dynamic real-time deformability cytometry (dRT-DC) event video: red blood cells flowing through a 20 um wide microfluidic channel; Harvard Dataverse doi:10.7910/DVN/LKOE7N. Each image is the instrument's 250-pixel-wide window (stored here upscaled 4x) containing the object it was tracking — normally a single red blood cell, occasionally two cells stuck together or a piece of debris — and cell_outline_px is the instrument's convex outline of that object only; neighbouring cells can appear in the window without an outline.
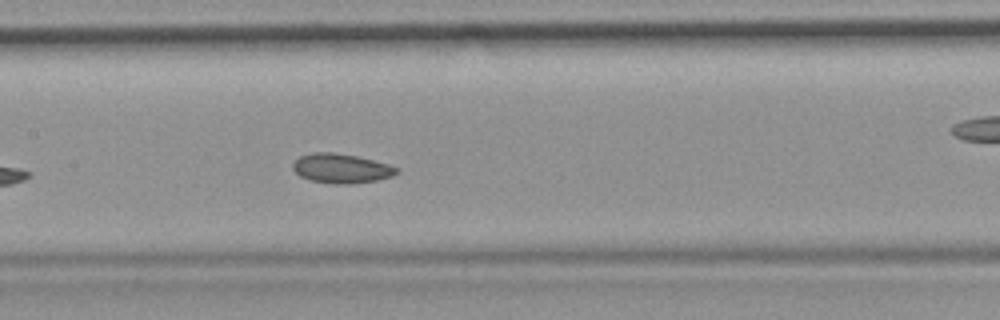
{"species": "common noctule bat (a hibernating species)", "species_latin": "Nyctalus noctula", "temperature_condition": "room temperature", "stored_images_in_passage": 38, "camera_frame_rate_fps": 3000, "um_per_image_px": 0.085, "animal": {"sex": "female", "body_mass_g": 19.9}, "frame": {"image": 1, "passage_image": 12, "time_ms": 3.667, "image_size_px": [1000, 320], "cell_outline_px": [[400, 172], [392, 176], [376, 180], [352, 184], [336, 184], [308, 180], [300, 176], [292, 168], [292, 164], [300, 156], [312, 152], [332, 152], [356, 156], [388, 164], [400, 168]], "centroid_in_image_um": [29.01, 14.32], "position_along_channel_um": 178.4, "area_um2": 17.86}}